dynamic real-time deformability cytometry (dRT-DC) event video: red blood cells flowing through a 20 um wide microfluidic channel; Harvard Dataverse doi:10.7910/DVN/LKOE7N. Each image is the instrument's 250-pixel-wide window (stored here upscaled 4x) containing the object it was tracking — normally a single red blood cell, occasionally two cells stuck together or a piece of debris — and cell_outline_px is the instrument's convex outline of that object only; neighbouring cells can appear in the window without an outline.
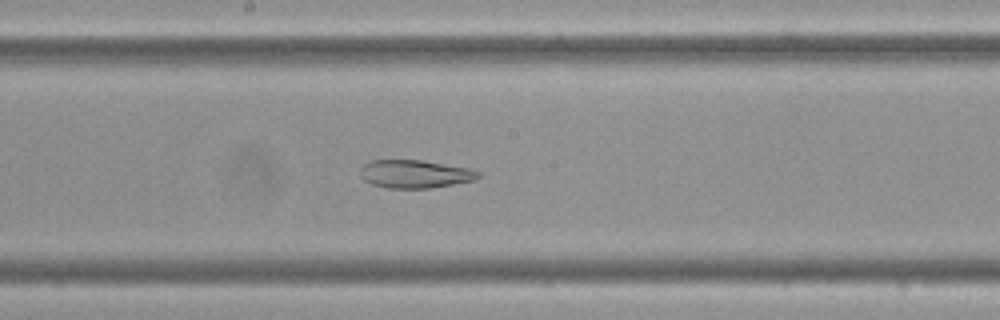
{"species": "Egyptian fruit bat (a non-hibernating species)", "species_latin": "Rousettus aegyptiacus", "temperature_condition": "cold", "stored_images_in_passage": 56, "camera_frame_rate_fps": 3000, "um_per_image_px": 0.085, "frame": {"image": 1, "passage_image": 30, "time_ms": 9.667, "image_size_px": [1000, 320], "cell_outline_px": [[480, 176], [476, 180], [428, 188], [388, 188], [372, 184], [364, 180], [360, 176], [360, 168], [368, 160], [420, 160], [468, 168], [480, 172]], "centroid_in_image_um": [35.23, 14.78], "position_along_channel_um": 213.0, "area_um2": 19.25}}
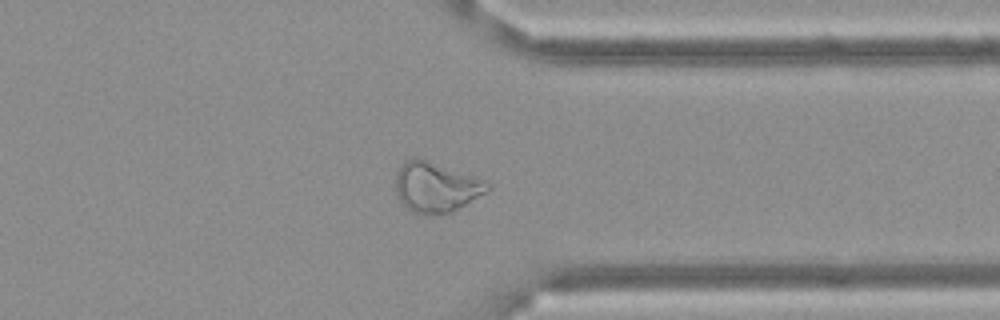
{"frame": {"image": 2, "passage_image": 44, "time_ms": 14.333, "image_size_px": [1000, 320], "cell_outline_px": [[492, 188], [452, 212], [416, 212], [408, 208], [400, 200], [396, 192], [396, 172], [408, 160], [420, 156], [484, 180]], "centroid_in_image_um": [37.06, 15.85], "position_along_channel_um": 374.3, "area_um2": 26.13}}
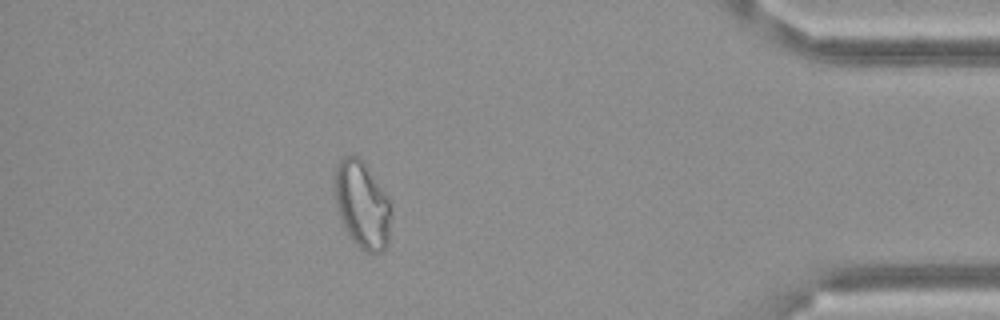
{"frame": {"image": 3, "passage_image": 50, "time_ms": 16.333, "image_size_px": [1000, 320], "cell_outline_px": [[392, 212], [388, 240], [384, 248], [380, 252], [364, 252], [356, 244], [348, 232], [340, 216], [336, 200], [336, 168], [340, 160], [344, 156], [356, 156], [364, 164], [388, 196], [392, 208]], "centroid_in_image_um": [30.83, 17.43], "position_along_channel_um": 404.4, "area_um2": 27.86}, "authors_computed_cell_mechanics": {"area_um2": 27.8596, "velocity_mm_per_s": 3.4935, "shape_relaxation_time_tau1_ms": null, "shape_relaxation_time_tau2_ms": 4.2102, "deformation_change_tau1": null, "deformation_change_tau2": 0.1189}}